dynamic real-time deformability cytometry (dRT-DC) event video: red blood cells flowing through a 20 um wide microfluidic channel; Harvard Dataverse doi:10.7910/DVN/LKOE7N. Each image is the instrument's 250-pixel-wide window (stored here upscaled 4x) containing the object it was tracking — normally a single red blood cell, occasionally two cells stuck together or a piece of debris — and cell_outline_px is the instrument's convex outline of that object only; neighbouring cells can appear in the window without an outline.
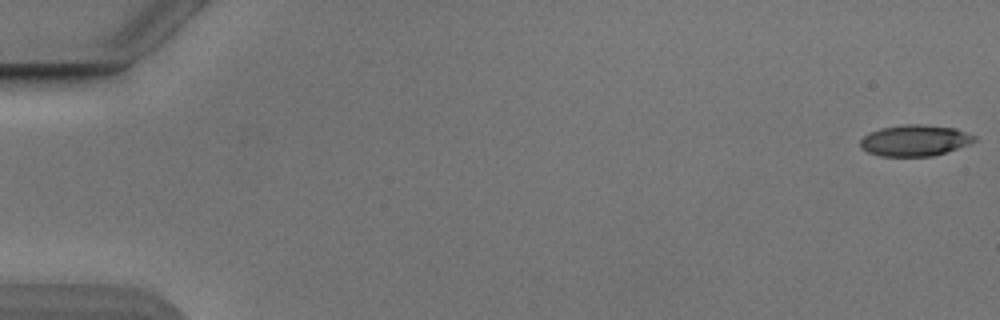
{"species": "Egyptian fruit bat (a non-hibernating species)", "species_latin": "Rousettus aegyptiacus", "temperature_condition": "cold", "stored_images_in_passage": 53, "camera_frame_rate_fps": 3000, "um_per_image_px": 0.085, "animal": {"sex": "male"}, "frame": {"image": 1, "passage_image": 1, "time_ms": 0.0, "image_size_px": [1000, 320], "cell_outline_px": [[976, 140], [968, 144], [932, 156], [880, 156], [868, 152], [860, 148], [860, 140], [868, 132], [880, 128], [904, 124], [924, 124], [956, 128], [976, 136]], "centroid_in_image_um": [77.72, 11.92], "position_along_channel_um": 7.3, "area_um2": 20.75}}
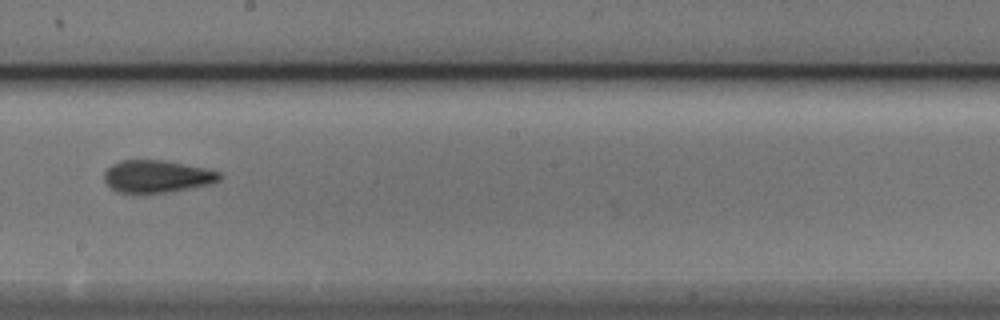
{"frame": {"image": 2, "passage_image": 31, "time_ms": 10.0, "image_size_px": [1000, 320], "cell_outline_px": [[224, 176], [220, 180], [212, 184], [168, 192], [116, 192], [104, 180], [104, 172], [112, 164], [120, 160], [168, 160], [204, 168], [220, 172]], "centroid_in_image_um": [13.38, 14.98], "position_along_channel_um": 234.8, "area_um2": 21.79}}
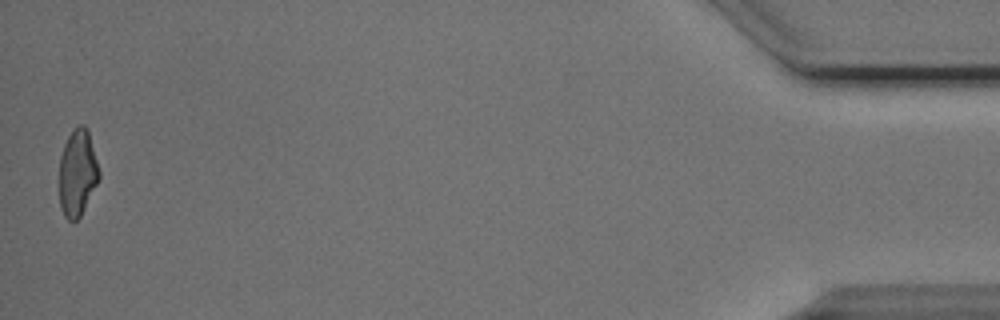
{"frame": {"image": 3, "passage_image": 53, "time_ms": 17.333, "image_size_px": [1000, 320], "cell_outline_px": [[100, 176], [80, 216], [76, 220], [68, 220], [64, 216], [60, 208], [60, 156], [64, 144], [68, 136], [80, 124], [84, 124], [88, 132], [100, 172]], "centroid_in_image_um": [6.57, 14.7], "position_along_channel_um": 428.6, "area_um2": 19.65}, "authors_computed_cell_mechanics": {"area_um2": 21.5594, "velocity_mm_per_s": 3.879, "shape_relaxation_time_tau1_ms": 7.26, "shape_relaxation_time_tau2_ms": 2.3553, "deformation_change_tau1": 0.1816, "deformation_change_tau2": 0.1047}}